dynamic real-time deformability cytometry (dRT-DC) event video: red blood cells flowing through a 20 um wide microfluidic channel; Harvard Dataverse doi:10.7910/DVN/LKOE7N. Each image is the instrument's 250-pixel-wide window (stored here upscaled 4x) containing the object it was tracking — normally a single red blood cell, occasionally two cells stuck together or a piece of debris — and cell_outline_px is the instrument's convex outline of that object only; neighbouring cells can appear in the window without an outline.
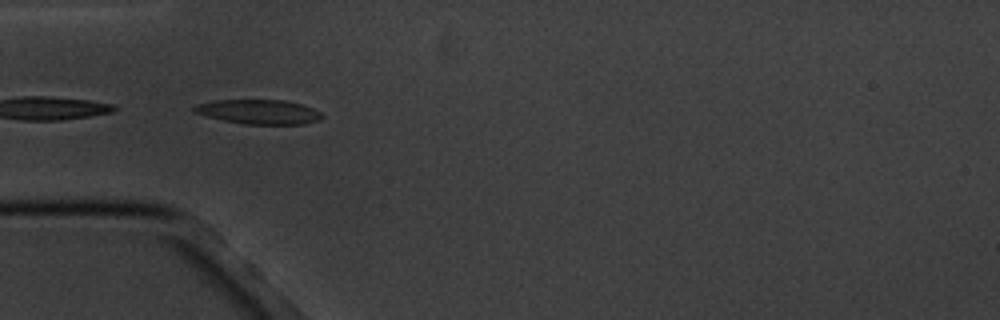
{"species": "common noctule bat (a hibernating species)", "species_latin": "Nyctalus noctula", "temperature_condition": "cold", "stored_images_in_passage": 11, "camera_frame_rate_fps": 3000, "um_per_image_px": 0.085, "animal": {"sex": "male", "body_mass_g": 20.1, "forearm_length_mm": 53.5}, "frame": {"image": 1, "passage_image": 5, "time_ms": 4.667, "image_size_px": [1000, 320], "cell_outline_px": [[324, 116], [320, 120], [304, 124], [244, 124], [224, 120], [192, 112], [192, 108], [196, 104], [216, 100], [284, 100], [304, 104], [320, 112]], "centroid_in_image_um": [22.02, 9.5], "position_along_channel_um": 63.0, "area_um2": 18.26}}
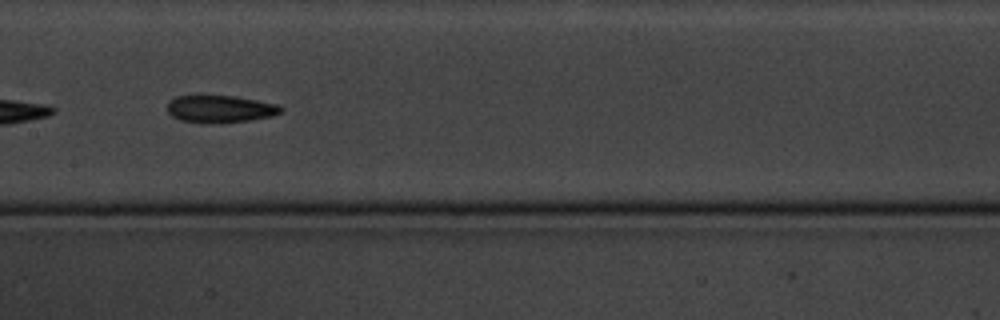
{"frame": {"image": 2, "passage_image": 8, "time_ms": 8.333, "image_size_px": [1000, 320], "cell_outline_px": [[284, 108], [280, 112], [272, 116], [248, 120], [220, 124], [204, 124], [180, 120], [172, 116], [168, 112], [168, 100], [176, 96], [236, 96], [276, 104]], "centroid_in_image_um": [18.68, 9.28], "position_along_channel_um": 188.7, "area_um2": 18.21}}
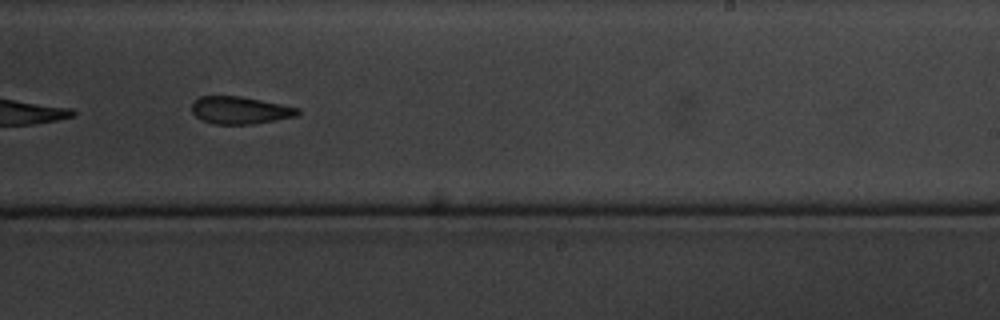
{"frame": {"image": 3, "passage_image": 10, "time_ms": 10.667, "image_size_px": [1000, 320], "cell_outline_px": [[300, 112], [296, 116], [252, 124], [212, 124], [196, 116], [192, 112], [192, 104], [200, 96], [240, 96], [300, 108]], "centroid_in_image_um": [20.4, 9.37], "position_along_channel_um": 268.6, "area_um2": 16.7}}